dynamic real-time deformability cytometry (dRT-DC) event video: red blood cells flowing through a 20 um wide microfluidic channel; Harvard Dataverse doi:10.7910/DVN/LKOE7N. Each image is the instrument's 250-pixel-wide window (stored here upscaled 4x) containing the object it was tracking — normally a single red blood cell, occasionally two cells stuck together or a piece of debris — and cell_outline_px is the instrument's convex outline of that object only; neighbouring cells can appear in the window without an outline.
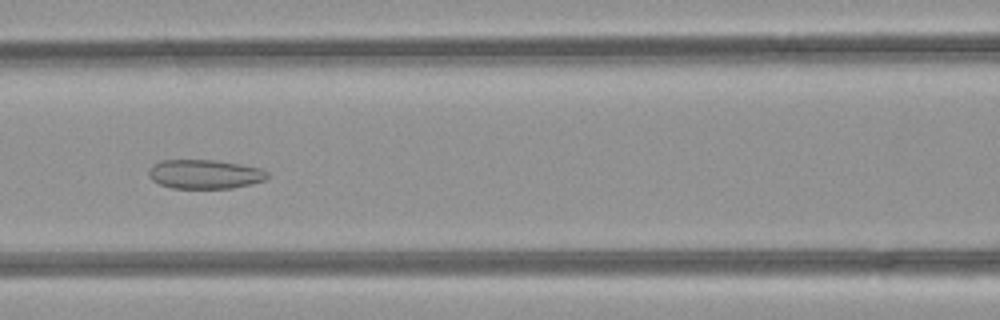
{"species": "common noctule bat (a hibernating species)", "species_latin": "Nyctalus noctula", "temperature_condition": "room temperature", "stored_images_in_passage": 36, "camera_frame_rate_fps": 3000, "um_per_image_px": 0.085, "animal": {"sex": "female", "body_mass_g": 21.9}, "frame": {"image": 1, "passage_image": 15, "time_ms": 4.667, "image_size_px": [1000, 320], "cell_outline_px": [[272, 176], [264, 180], [252, 184], [232, 188], [172, 188], [160, 184], [152, 180], [148, 176], [148, 168], [152, 164], [160, 160], [216, 160], [240, 164], [260, 168], [268, 172]], "centroid_in_image_um": [17.4, 14.8], "position_along_channel_um": 149.2, "area_um2": 20.4}}
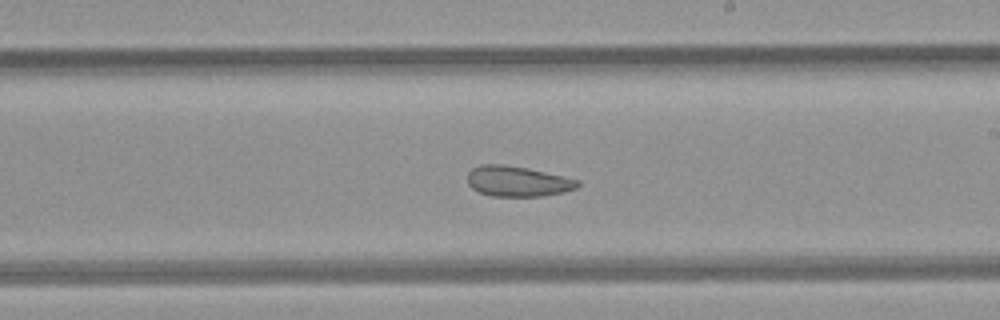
{"frame": {"image": 2, "passage_image": 22, "time_ms": 7.0, "image_size_px": [1000, 320], "cell_outline_px": [[580, 184], [576, 188], [564, 192], [544, 196], [492, 196], [480, 192], [472, 188], [468, 184], [468, 172], [472, 168], [480, 164], [504, 164], [528, 168], [564, 176], [580, 180]], "centroid_in_image_um": [44.0, 15.4], "position_along_channel_um": 245.0, "area_um2": 19.65}}
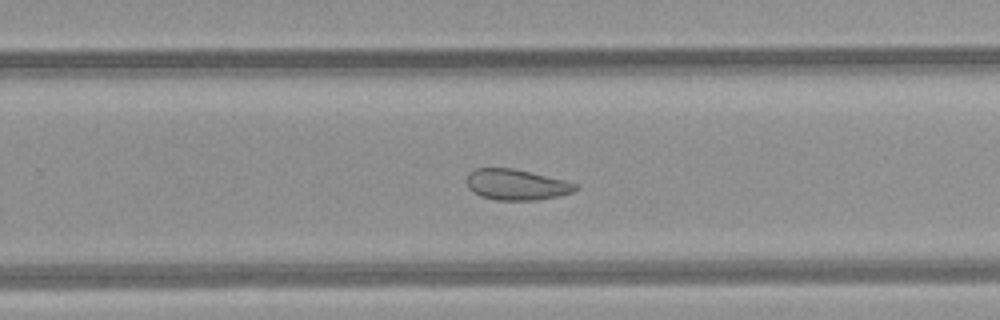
{"frame": {"image": 3, "passage_image": 25, "time_ms": 8.0, "image_size_px": [1000, 320], "cell_outline_px": [[580, 188], [572, 192], [560, 196], [536, 200], [496, 200], [480, 196], [468, 188], [468, 172], [476, 168], [512, 168], [564, 180], [580, 184]], "centroid_in_image_um": [43.93, 15.7], "position_along_channel_um": 285.9, "area_um2": 19.54}, "authors_computed_cell_mechanics": {"area_um2": 22.1663, "velocity_mm_per_s": 4.1208, "shape_relaxation_time_tau1_ms": null, "shape_relaxation_time_tau2_ms": 2.9653, "deformation_change_tau1": null, "deformation_change_tau2": 0.0987}}